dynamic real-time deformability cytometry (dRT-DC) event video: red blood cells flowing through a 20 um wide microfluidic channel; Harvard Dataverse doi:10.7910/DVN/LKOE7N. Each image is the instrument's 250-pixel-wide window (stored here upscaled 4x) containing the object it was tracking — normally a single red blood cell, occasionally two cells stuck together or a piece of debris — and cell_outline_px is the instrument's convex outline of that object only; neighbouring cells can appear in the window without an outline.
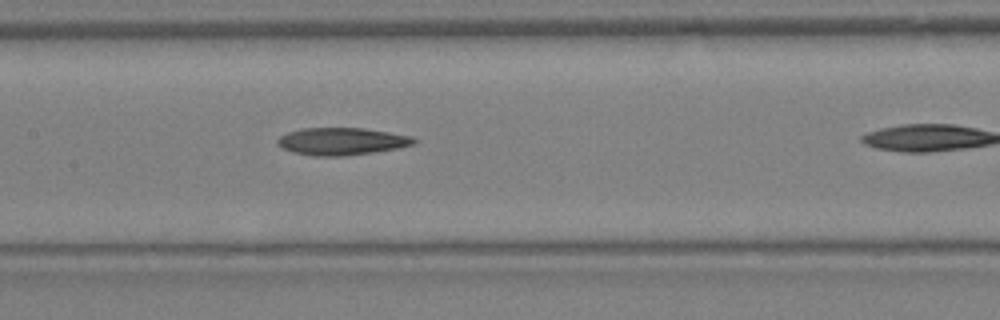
{"species": "Egyptian fruit bat (a non-hibernating species)", "species_latin": "Rousettus aegyptiacus", "temperature_condition": "warm", "stored_images_in_passage": 11, "camera_frame_rate_fps": 3000, "um_per_image_px": 0.085, "animal": {"sex": "female"}, "frame": {"image": 1, "passage_image": 8, "time_ms": 2.333, "image_size_px": [1000, 320], "cell_outline_px": [[416, 144], [400, 148], [344, 156], [316, 156], [292, 152], [276, 144], [276, 140], [280, 136], [288, 132], [300, 128], [364, 128], [412, 136], [416, 140]], "centroid_in_image_um": [29.05, 12.01], "position_along_channel_um": 178.4, "area_um2": 21.79}}